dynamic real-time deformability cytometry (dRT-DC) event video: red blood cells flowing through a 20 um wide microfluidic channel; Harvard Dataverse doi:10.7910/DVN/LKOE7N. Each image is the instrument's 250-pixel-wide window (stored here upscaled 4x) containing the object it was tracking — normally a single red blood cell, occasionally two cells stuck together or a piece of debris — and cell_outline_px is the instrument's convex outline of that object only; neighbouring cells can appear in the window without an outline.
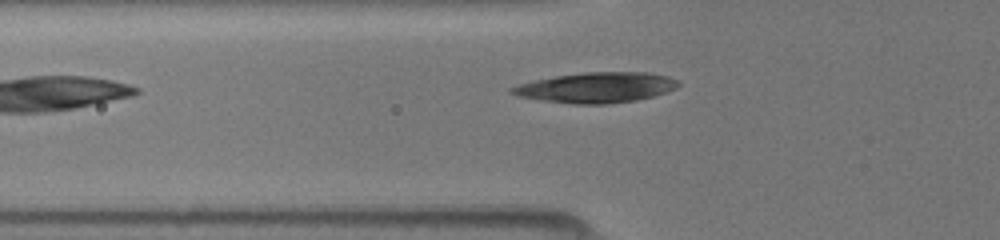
{"species": "common noctule bat (a hibernating species)", "species_latin": "Nyctalus noctula", "temperature_condition": "room temperature", "stored_images_in_passage": 29, "camera_frame_rate_fps": 3000, "um_per_image_px": 0.085, "animal": {"sex": "female", "body_mass_g": 19.5, "forearm_length_mm": 54.1}, "frame": {"image": 1, "passage_image": 2, "time_ms": 0.333, "image_size_px": [1000, 240], "cell_outline_px": [[680, 84], [676, 88], [652, 96], [636, 100], [608, 104], [572, 104], [540, 100], [520, 96], [508, 92], [508, 88], [520, 84], [536, 80], [556, 76], [584, 72], [648, 72], [668, 76], [676, 80]], "centroid_in_image_um": [50.67, 7.44], "position_along_channel_um": 75.1, "area_um2": 29.3}}
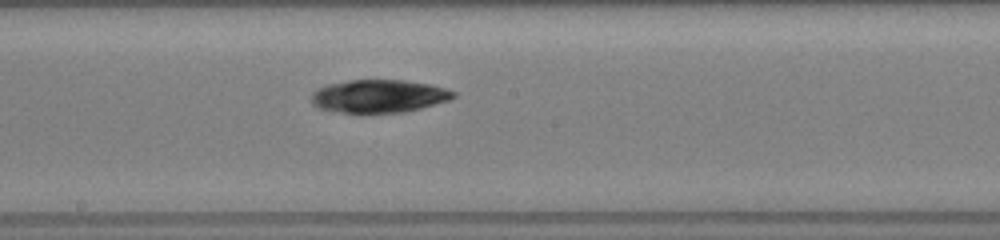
{"frame": {"image": 2, "passage_image": 12, "time_ms": 3.667, "image_size_px": [1000, 240], "cell_outline_px": [[456, 96], [448, 100], [420, 108], [404, 112], [340, 112], [320, 108], [312, 104], [312, 92], [328, 84], [348, 80], [404, 80], [428, 84], [444, 88], [456, 92]], "centroid_in_image_um": [32.2, 8.16], "position_along_channel_um": 216.0, "area_um2": 26.88}}
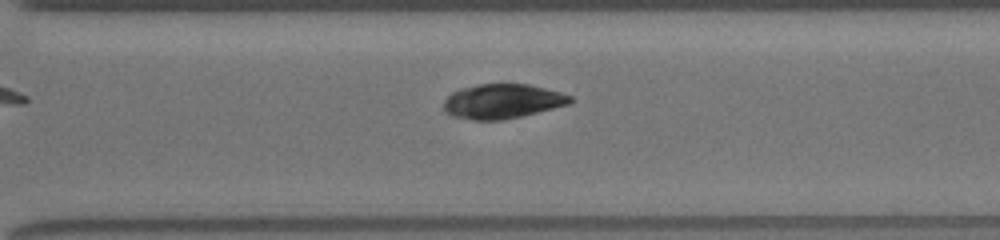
{"frame": {"image": 3, "passage_image": 20, "time_ms": 6.333, "image_size_px": [1000, 240], "cell_outline_px": [[572, 100], [568, 104], [520, 116], [500, 120], [472, 120], [452, 116], [444, 108], [444, 100], [452, 92], [460, 88], [480, 84], [528, 84], [560, 92], [572, 96]], "centroid_in_image_um": [42.67, 8.6], "position_along_channel_um": 327.9, "area_um2": 25.14}}